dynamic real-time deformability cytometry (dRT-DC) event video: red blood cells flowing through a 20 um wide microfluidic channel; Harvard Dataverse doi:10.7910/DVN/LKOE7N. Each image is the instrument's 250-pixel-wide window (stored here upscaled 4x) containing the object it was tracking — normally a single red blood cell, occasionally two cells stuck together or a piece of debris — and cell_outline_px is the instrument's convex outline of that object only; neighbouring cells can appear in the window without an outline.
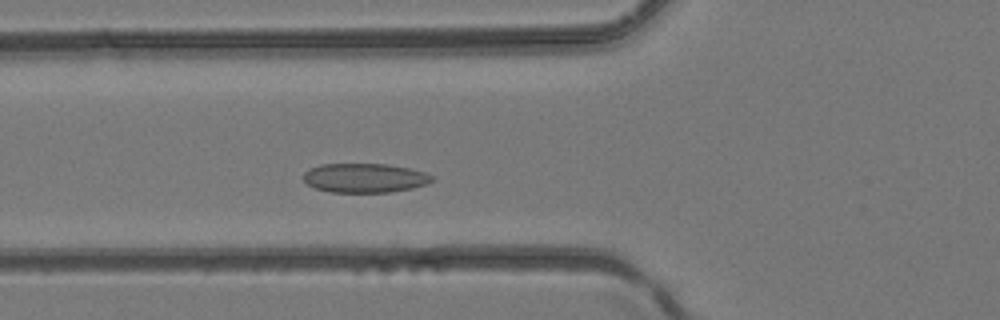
{"species": "common noctule bat (a hibernating species)", "species_latin": "Nyctalus noctula", "temperature_condition": "room temperature", "stored_images_in_passage": 36, "camera_frame_rate_fps": 3000, "um_per_image_px": 0.085, "animal": {"sex": "female", "body_mass_g": 24.6, "forearm_length_mm": 56.2}, "frame": {"image": 1, "passage_image": 10, "time_ms": 3.0, "image_size_px": [1000, 320], "cell_outline_px": [[436, 176], [428, 184], [412, 188], [388, 192], [328, 192], [316, 188], [308, 184], [304, 180], [304, 172], [320, 164], [388, 164], [408, 168], [424, 172]], "centroid_in_image_um": [31.03, 15.12], "position_along_channel_um": 94.8, "area_um2": 21.85}}
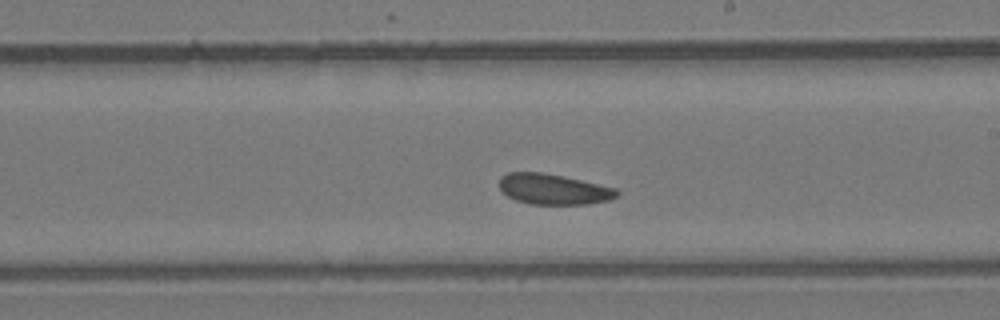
{"frame": {"image": 2, "passage_image": 19, "time_ms": 6.0, "image_size_px": [1000, 320], "cell_outline_px": [[620, 192], [616, 196], [608, 200], [588, 204], [528, 204], [516, 200], [508, 196], [500, 188], [500, 176], [508, 172], [544, 172], [564, 176], [616, 188]], "centroid_in_image_um": [47.03, 16.07], "position_along_channel_um": 242.0, "area_um2": 20.92}}
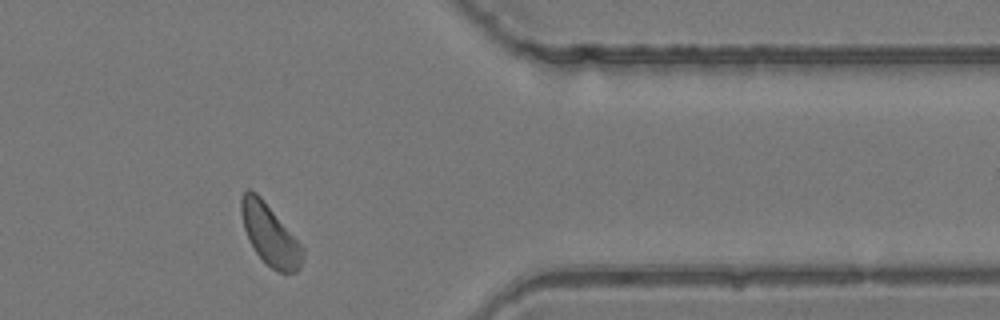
{"frame": {"image": 3, "passage_image": 29, "time_ms": 9.333, "image_size_px": [1000, 320], "cell_outline_px": [[304, 252], [300, 268], [296, 272], [280, 272], [272, 268], [256, 252], [248, 240], [244, 228], [240, 212], [240, 200], [244, 192], [248, 188], [256, 192], [260, 196], [304, 248]], "centroid_in_image_um": [22.92, 19.93], "position_along_channel_um": 388.5, "area_um2": 21.44}}